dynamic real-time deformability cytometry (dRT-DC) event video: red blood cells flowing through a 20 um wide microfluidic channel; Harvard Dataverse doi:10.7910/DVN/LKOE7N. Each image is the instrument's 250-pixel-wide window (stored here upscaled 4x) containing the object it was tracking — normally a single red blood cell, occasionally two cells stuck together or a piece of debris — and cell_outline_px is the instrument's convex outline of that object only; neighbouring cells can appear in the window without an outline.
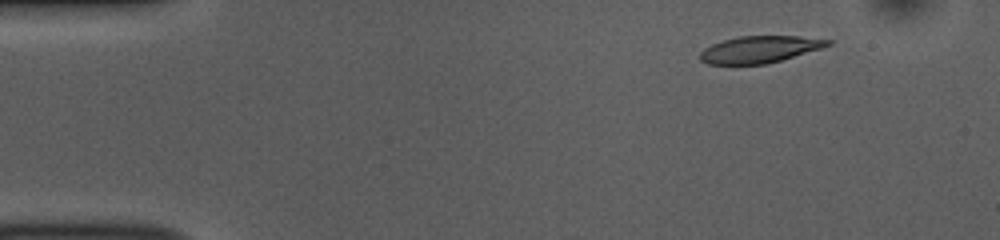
{"species": "common noctule bat (a hibernating species)", "species_latin": "Nyctalus noctula", "temperature_condition": "room temperature", "stored_images_in_passage": 10, "camera_frame_rate_fps": 3000, "um_per_image_px": 0.085, "animal": {"sex": "female", "body_mass_g": 10.0, "forearm_length_mm": 53.1}, "frame": {"image": 1, "passage_image": 6, "time_ms": 1.667, "image_size_px": [1000, 240], "cell_outline_px": [[832, 44], [820, 48], [768, 64], [708, 64], [700, 60], [700, 52], [704, 48], [712, 44], [724, 40], [740, 36], [800, 36], [832, 40]], "centroid_in_image_um": [64.56, 4.19], "position_along_channel_um": 20.4, "area_um2": 19.83}}